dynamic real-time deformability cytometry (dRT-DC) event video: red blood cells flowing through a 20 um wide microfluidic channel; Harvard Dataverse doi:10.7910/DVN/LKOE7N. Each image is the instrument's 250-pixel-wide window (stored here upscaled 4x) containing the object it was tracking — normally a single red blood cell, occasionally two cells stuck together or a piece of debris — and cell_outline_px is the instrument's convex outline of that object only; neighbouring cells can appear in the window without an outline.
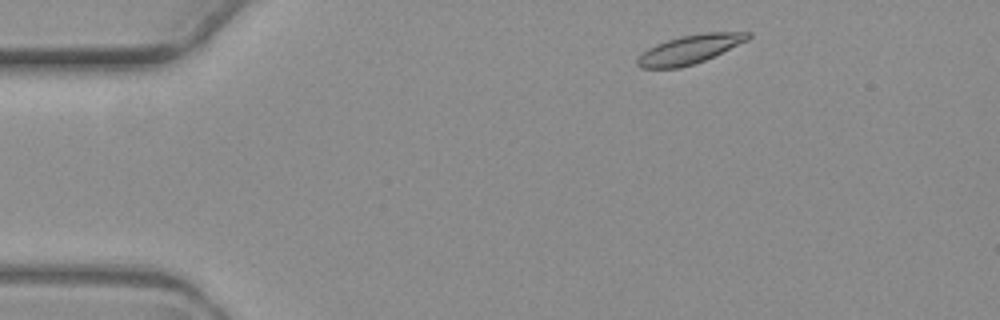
{"species": "common noctule bat (a hibernating species)", "species_latin": "Nyctalus noctula", "temperature_condition": "warm", "stored_images_in_passage": 4, "camera_frame_rate_fps": 3000, "um_per_image_px": 0.085, "animal": {"sex": "female", "body_mass_g": 19.3, "forearm_length_mm": 54.1}, "frame": {"image": 1, "passage_image": 1, "time_ms": 0.0, "image_size_px": [1000, 320], "cell_outline_px": [[752, 36], [748, 40], [704, 60], [680, 68], [640, 68], [636, 64], [636, 60], [648, 48], [656, 44], [680, 36], [708, 32], [752, 32]], "centroid_in_image_um": [58.63, 4.19], "position_along_channel_um": 26.4, "area_um2": 18.32}}